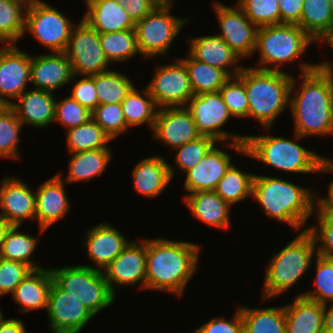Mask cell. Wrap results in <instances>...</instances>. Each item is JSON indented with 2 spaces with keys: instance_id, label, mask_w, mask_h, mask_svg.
<instances>
[{
  "instance_id": "6da1fadb",
  "label": "cell",
  "mask_w": 333,
  "mask_h": 333,
  "mask_svg": "<svg viewBox=\"0 0 333 333\" xmlns=\"http://www.w3.org/2000/svg\"><path fill=\"white\" fill-rule=\"evenodd\" d=\"M300 63L303 81L298 88L299 82L293 76L289 100L294 136L296 140L311 135L328 136L333 133V73L318 63Z\"/></svg>"
},
{
  "instance_id": "7a4b0ae2",
  "label": "cell",
  "mask_w": 333,
  "mask_h": 333,
  "mask_svg": "<svg viewBox=\"0 0 333 333\" xmlns=\"http://www.w3.org/2000/svg\"><path fill=\"white\" fill-rule=\"evenodd\" d=\"M201 245L187 241L146 239L145 290L183 295L196 272Z\"/></svg>"
},
{
  "instance_id": "3957f363",
  "label": "cell",
  "mask_w": 333,
  "mask_h": 333,
  "mask_svg": "<svg viewBox=\"0 0 333 333\" xmlns=\"http://www.w3.org/2000/svg\"><path fill=\"white\" fill-rule=\"evenodd\" d=\"M252 197L271 219L285 222L294 230H301L315 209V193L310 188L283 178L254 175Z\"/></svg>"
},
{
  "instance_id": "277c9868",
  "label": "cell",
  "mask_w": 333,
  "mask_h": 333,
  "mask_svg": "<svg viewBox=\"0 0 333 333\" xmlns=\"http://www.w3.org/2000/svg\"><path fill=\"white\" fill-rule=\"evenodd\" d=\"M237 76L245 86L249 104L248 117L269 130L276 118L289 106L293 76L283 71L245 66Z\"/></svg>"
},
{
  "instance_id": "5b68a950",
  "label": "cell",
  "mask_w": 333,
  "mask_h": 333,
  "mask_svg": "<svg viewBox=\"0 0 333 333\" xmlns=\"http://www.w3.org/2000/svg\"><path fill=\"white\" fill-rule=\"evenodd\" d=\"M317 255L313 236L306 230L296 235L285 247L278 251L265 270L262 300H268L286 292L305 275Z\"/></svg>"
},
{
  "instance_id": "8992f818",
  "label": "cell",
  "mask_w": 333,
  "mask_h": 333,
  "mask_svg": "<svg viewBox=\"0 0 333 333\" xmlns=\"http://www.w3.org/2000/svg\"><path fill=\"white\" fill-rule=\"evenodd\" d=\"M244 156L257 159L266 166L293 174L318 173L326 159L313 150H308L294 140L285 137L247 135Z\"/></svg>"
},
{
  "instance_id": "52a82bcc",
  "label": "cell",
  "mask_w": 333,
  "mask_h": 333,
  "mask_svg": "<svg viewBox=\"0 0 333 333\" xmlns=\"http://www.w3.org/2000/svg\"><path fill=\"white\" fill-rule=\"evenodd\" d=\"M311 44L316 42L296 24L261 26L258 29L254 51L259 53V65L253 68L281 71L284 64L301 58Z\"/></svg>"
},
{
  "instance_id": "ba28073f",
  "label": "cell",
  "mask_w": 333,
  "mask_h": 333,
  "mask_svg": "<svg viewBox=\"0 0 333 333\" xmlns=\"http://www.w3.org/2000/svg\"><path fill=\"white\" fill-rule=\"evenodd\" d=\"M49 269L53 282L78 298L94 316L116 300L117 295L110 290L102 271L83 264Z\"/></svg>"
},
{
  "instance_id": "9c48e42d",
  "label": "cell",
  "mask_w": 333,
  "mask_h": 333,
  "mask_svg": "<svg viewBox=\"0 0 333 333\" xmlns=\"http://www.w3.org/2000/svg\"><path fill=\"white\" fill-rule=\"evenodd\" d=\"M174 0L161 2L142 20L136 22L137 47L141 58L167 57L168 49L189 19L172 15Z\"/></svg>"
},
{
  "instance_id": "30bf717a",
  "label": "cell",
  "mask_w": 333,
  "mask_h": 333,
  "mask_svg": "<svg viewBox=\"0 0 333 333\" xmlns=\"http://www.w3.org/2000/svg\"><path fill=\"white\" fill-rule=\"evenodd\" d=\"M185 107L190 112L201 136H209L215 141L221 142V144L224 143L239 154L245 153L247 135H238L221 130L224 124L233 116L230 114L219 91L194 95Z\"/></svg>"
},
{
  "instance_id": "8fae6325",
  "label": "cell",
  "mask_w": 333,
  "mask_h": 333,
  "mask_svg": "<svg viewBox=\"0 0 333 333\" xmlns=\"http://www.w3.org/2000/svg\"><path fill=\"white\" fill-rule=\"evenodd\" d=\"M71 19L42 0H34L26 8L25 33L53 52H65L73 24Z\"/></svg>"
},
{
  "instance_id": "7c38bea8",
  "label": "cell",
  "mask_w": 333,
  "mask_h": 333,
  "mask_svg": "<svg viewBox=\"0 0 333 333\" xmlns=\"http://www.w3.org/2000/svg\"><path fill=\"white\" fill-rule=\"evenodd\" d=\"M65 54L76 77L106 72L111 65L100 45L99 33L84 19L73 26Z\"/></svg>"
},
{
  "instance_id": "4fadbf2b",
  "label": "cell",
  "mask_w": 333,
  "mask_h": 333,
  "mask_svg": "<svg viewBox=\"0 0 333 333\" xmlns=\"http://www.w3.org/2000/svg\"><path fill=\"white\" fill-rule=\"evenodd\" d=\"M146 87L158 108L185 107L194 96L187 68L181 59L175 63L157 65Z\"/></svg>"
},
{
  "instance_id": "5bb4252c",
  "label": "cell",
  "mask_w": 333,
  "mask_h": 333,
  "mask_svg": "<svg viewBox=\"0 0 333 333\" xmlns=\"http://www.w3.org/2000/svg\"><path fill=\"white\" fill-rule=\"evenodd\" d=\"M219 28L218 35L241 59L254 55L259 27L252 23L236 4L235 8L213 2Z\"/></svg>"
},
{
  "instance_id": "9a60e30c",
  "label": "cell",
  "mask_w": 333,
  "mask_h": 333,
  "mask_svg": "<svg viewBox=\"0 0 333 333\" xmlns=\"http://www.w3.org/2000/svg\"><path fill=\"white\" fill-rule=\"evenodd\" d=\"M52 333H79L95 316L73 295L52 282L47 301Z\"/></svg>"
},
{
  "instance_id": "2e32d148",
  "label": "cell",
  "mask_w": 333,
  "mask_h": 333,
  "mask_svg": "<svg viewBox=\"0 0 333 333\" xmlns=\"http://www.w3.org/2000/svg\"><path fill=\"white\" fill-rule=\"evenodd\" d=\"M110 290L116 295L115 287L140 284V290L146 283V239L140 243L131 241L124 250L103 270Z\"/></svg>"
},
{
  "instance_id": "e0dca14e",
  "label": "cell",
  "mask_w": 333,
  "mask_h": 333,
  "mask_svg": "<svg viewBox=\"0 0 333 333\" xmlns=\"http://www.w3.org/2000/svg\"><path fill=\"white\" fill-rule=\"evenodd\" d=\"M30 64L31 55L16 45L0 47V100L7 107L26 91L30 82Z\"/></svg>"
},
{
  "instance_id": "ac0fdd59",
  "label": "cell",
  "mask_w": 333,
  "mask_h": 333,
  "mask_svg": "<svg viewBox=\"0 0 333 333\" xmlns=\"http://www.w3.org/2000/svg\"><path fill=\"white\" fill-rule=\"evenodd\" d=\"M152 133L155 140L173 150L201 136L186 107L158 108Z\"/></svg>"
},
{
  "instance_id": "d6986e66",
  "label": "cell",
  "mask_w": 333,
  "mask_h": 333,
  "mask_svg": "<svg viewBox=\"0 0 333 333\" xmlns=\"http://www.w3.org/2000/svg\"><path fill=\"white\" fill-rule=\"evenodd\" d=\"M0 216L11 226H21L24 220H35V192L20 178L4 177L0 184Z\"/></svg>"
},
{
  "instance_id": "ffe728a7",
  "label": "cell",
  "mask_w": 333,
  "mask_h": 333,
  "mask_svg": "<svg viewBox=\"0 0 333 333\" xmlns=\"http://www.w3.org/2000/svg\"><path fill=\"white\" fill-rule=\"evenodd\" d=\"M85 236L86 254L96 264L95 267L94 265L84 266L102 272L131 242L122 232L108 222L91 227L90 230H87Z\"/></svg>"
},
{
  "instance_id": "44dd1931",
  "label": "cell",
  "mask_w": 333,
  "mask_h": 333,
  "mask_svg": "<svg viewBox=\"0 0 333 333\" xmlns=\"http://www.w3.org/2000/svg\"><path fill=\"white\" fill-rule=\"evenodd\" d=\"M65 181L57 174L44 181L35 190L36 215L39 233L43 234L55 222L62 220L70 209V199L65 192Z\"/></svg>"
},
{
  "instance_id": "7402d4cb",
  "label": "cell",
  "mask_w": 333,
  "mask_h": 333,
  "mask_svg": "<svg viewBox=\"0 0 333 333\" xmlns=\"http://www.w3.org/2000/svg\"><path fill=\"white\" fill-rule=\"evenodd\" d=\"M215 144L191 169L186 171L184 189L187 194L213 191L226 171L233 164L232 156Z\"/></svg>"
},
{
  "instance_id": "603a6c76",
  "label": "cell",
  "mask_w": 333,
  "mask_h": 333,
  "mask_svg": "<svg viewBox=\"0 0 333 333\" xmlns=\"http://www.w3.org/2000/svg\"><path fill=\"white\" fill-rule=\"evenodd\" d=\"M72 66L65 52L31 56L30 83L34 89L54 93L71 82Z\"/></svg>"
},
{
  "instance_id": "cb8c5ba5",
  "label": "cell",
  "mask_w": 333,
  "mask_h": 333,
  "mask_svg": "<svg viewBox=\"0 0 333 333\" xmlns=\"http://www.w3.org/2000/svg\"><path fill=\"white\" fill-rule=\"evenodd\" d=\"M188 43V53L193 58L224 70L230 77L237 76L243 69L237 64L242 59L218 34L191 37Z\"/></svg>"
},
{
  "instance_id": "d4e9b609",
  "label": "cell",
  "mask_w": 333,
  "mask_h": 333,
  "mask_svg": "<svg viewBox=\"0 0 333 333\" xmlns=\"http://www.w3.org/2000/svg\"><path fill=\"white\" fill-rule=\"evenodd\" d=\"M132 170L134 190L147 198H155L163 193L176 172L174 166L161 155L142 159Z\"/></svg>"
},
{
  "instance_id": "484cf974",
  "label": "cell",
  "mask_w": 333,
  "mask_h": 333,
  "mask_svg": "<svg viewBox=\"0 0 333 333\" xmlns=\"http://www.w3.org/2000/svg\"><path fill=\"white\" fill-rule=\"evenodd\" d=\"M16 101L9 107L23 126L29 124L34 128H43L54 123L56 101L54 93L39 89L26 90Z\"/></svg>"
},
{
  "instance_id": "4316f807",
  "label": "cell",
  "mask_w": 333,
  "mask_h": 333,
  "mask_svg": "<svg viewBox=\"0 0 333 333\" xmlns=\"http://www.w3.org/2000/svg\"><path fill=\"white\" fill-rule=\"evenodd\" d=\"M84 19L98 33L135 29V22L115 0H86Z\"/></svg>"
},
{
  "instance_id": "83f0119b",
  "label": "cell",
  "mask_w": 333,
  "mask_h": 333,
  "mask_svg": "<svg viewBox=\"0 0 333 333\" xmlns=\"http://www.w3.org/2000/svg\"><path fill=\"white\" fill-rule=\"evenodd\" d=\"M184 202L191 210V216L206 223L209 227L230 228L231 205L224 201L214 190L197 191L184 195Z\"/></svg>"
},
{
  "instance_id": "f1b7e54d",
  "label": "cell",
  "mask_w": 333,
  "mask_h": 333,
  "mask_svg": "<svg viewBox=\"0 0 333 333\" xmlns=\"http://www.w3.org/2000/svg\"><path fill=\"white\" fill-rule=\"evenodd\" d=\"M284 311L285 333H324V305L298 295Z\"/></svg>"
},
{
  "instance_id": "f546056e",
  "label": "cell",
  "mask_w": 333,
  "mask_h": 333,
  "mask_svg": "<svg viewBox=\"0 0 333 333\" xmlns=\"http://www.w3.org/2000/svg\"><path fill=\"white\" fill-rule=\"evenodd\" d=\"M53 282L50 269L31 270L11 294L14 302L21 305L22 313L36 309L47 310L48 293Z\"/></svg>"
},
{
  "instance_id": "4dcf8cb0",
  "label": "cell",
  "mask_w": 333,
  "mask_h": 333,
  "mask_svg": "<svg viewBox=\"0 0 333 333\" xmlns=\"http://www.w3.org/2000/svg\"><path fill=\"white\" fill-rule=\"evenodd\" d=\"M110 148L93 149L70 153L68 173L63 179L62 174L57 175L66 183L90 181L101 176L112 159Z\"/></svg>"
},
{
  "instance_id": "1f68e13d",
  "label": "cell",
  "mask_w": 333,
  "mask_h": 333,
  "mask_svg": "<svg viewBox=\"0 0 333 333\" xmlns=\"http://www.w3.org/2000/svg\"><path fill=\"white\" fill-rule=\"evenodd\" d=\"M300 26L316 43H322L333 29L329 0H304Z\"/></svg>"
},
{
  "instance_id": "d6a6232c",
  "label": "cell",
  "mask_w": 333,
  "mask_h": 333,
  "mask_svg": "<svg viewBox=\"0 0 333 333\" xmlns=\"http://www.w3.org/2000/svg\"><path fill=\"white\" fill-rule=\"evenodd\" d=\"M244 333H285L284 306L240 307Z\"/></svg>"
},
{
  "instance_id": "836d02e7",
  "label": "cell",
  "mask_w": 333,
  "mask_h": 333,
  "mask_svg": "<svg viewBox=\"0 0 333 333\" xmlns=\"http://www.w3.org/2000/svg\"><path fill=\"white\" fill-rule=\"evenodd\" d=\"M121 108L128 128L147 123L152 131L158 107L147 87L141 92L134 86L121 102Z\"/></svg>"
},
{
  "instance_id": "e575fe53",
  "label": "cell",
  "mask_w": 333,
  "mask_h": 333,
  "mask_svg": "<svg viewBox=\"0 0 333 333\" xmlns=\"http://www.w3.org/2000/svg\"><path fill=\"white\" fill-rule=\"evenodd\" d=\"M181 60L187 68L194 95L219 91L230 78L224 70L201 62L189 53H187V57L181 58Z\"/></svg>"
},
{
  "instance_id": "d590c367",
  "label": "cell",
  "mask_w": 333,
  "mask_h": 333,
  "mask_svg": "<svg viewBox=\"0 0 333 333\" xmlns=\"http://www.w3.org/2000/svg\"><path fill=\"white\" fill-rule=\"evenodd\" d=\"M37 241V237L21 232L20 226H11L2 243L0 258L23 262L32 269L42 268L31 257L37 248Z\"/></svg>"
},
{
  "instance_id": "8d00e7d4",
  "label": "cell",
  "mask_w": 333,
  "mask_h": 333,
  "mask_svg": "<svg viewBox=\"0 0 333 333\" xmlns=\"http://www.w3.org/2000/svg\"><path fill=\"white\" fill-rule=\"evenodd\" d=\"M26 8L22 2L0 0L1 45H16L24 37Z\"/></svg>"
},
{
  "instance_id": "74e56055",
  "label": "cell",
  "mask_w": 333,
  "mask_h": 333,
  "mask_svg": "<svg viewBox=\"0 0 333 333\" xmlns=\"http://www.w3.org/2000/svg\"><path fill=\"white\" fill-rule=\"evenodd\" d=\"M254 175L239 169L236 164H232L214 191L231 206L236 205L246 197H252Z\"/></svg>"
},
{
  "instance_id": "f35d334b",
  "label": "cell",
  "mask_w": 333,
  "mask_h": 333,
  "mask_svg": "<svg viewBox=\"0 0 333 333\" xmlns=\"http://www.w3.org/2000/svg\"><path fill=\"white\" fill-rule=\"evenodd\" d=\"M65 134L70 153L110 148L107 145L112 141L92 118L83 125L66 130Z\"/></svg>"
},
{
  "instance_id": "ab89813d",
  "label": "cell",
  "mask_w": 333,
  "mask_h": 333,
  "mask_svg": "<svg viewBox=\"0 0 333 333\" xmlns=\"http://www.w3.org/2000/svg\"><path fill=\"white\" fill-rule=\"evenodd\" d=\"M100 45L111 64L128 61L139 52L135 29L111 33H99Z\"/></svg>"
},
{
  "instance_id": "60d3db41",
  "label": "cell",
  "mask_w": 333,
  "mask_h": 333,
  "mask_svg": "<svg viewBox=\"0 0 333 333\" xmlns=\"http://www.w3.org/2000/svg\"><path fill=\"white\" fill-rule=\"evenodd\" d=\"M94 85L99 104H121L134 87L129 76L113 70L94 75Z\"/></svg>"
},
{
  "instance_id": "b9f144b4",
  "label": "cell",
  "mask_w": 333,
  "mask_h": 333,
  "mask_svg": "<svg viewBox=\"0 0 333 333\" xmlns=\"http://www.w3.org/2000/svg\"><path fill=\"white\" fill-rule=\"evenodd\" d=\"M23 125L15 112L7 107L0 113V157L20 159L19 143Z\"/></svg>"
},
{
  "instance_id": "7bdbcfd3",
  "label": "cell",
  "mask_w": 333,
  "mask_h": 333,
  "mask_svg": "<svg viewBox=\"0 0 333 333\" xmlns=\"http://www.w3.org/2000/svg\"><path fill=\"white\" fill-rule=\"evenodd\" d=\"M315 289L306 291L299 296L316 301L322 305L333 302V258H325L315 255Z\"/></svg>"
},
{
  "instance_id": "ee69618b",
  "label": "cell",
  "mask_w": 333,
  "mask_h": 333,
  "mask_svg": "<svg viewBox=\"0 0 333 333\" xmlns=\"http://www.w3.org/2000/svg\"><path fill=\"white\" fill-rule=\"evenodd\" d=\"M91 118L112 140L116 139L121 134L127 133L129 130L121 104H98L91 112Z\"/></svg>"
},
{
  "instance_id": "f6af8a7d",
  "label": "cell",
  "mask_w": 333,
  "mask_h": 333,
  "mask_svg": "<svg viewBox=\"0 0 333 333\" xmlns=\"http://www.w3.org/2000/svg\"><path fill=\"white\" fill-rule=\"evenodd\" d=\"M245 16L258 27L280 24L278 0H238Z\"/></svg>"
},
{
  "instance_id": "bcb514c9",
  "label": "cell",
  "mask_w": 333,
  "mask_h": 333,
  "mask_svg": "<svg viewBox=\"0 0 333 333\" xmlns=\"http://www.w3.org/2000/svg\"><path fill=\"white\" fill-rule=\"evenodd\" d=\"M216 143L218 144L209 136H200L196 140L174 149L177 151L174 166H178L177 168L185 173L194 167Z\"/></svg>"
},
{
  "instance_id": "7dc6e473",
  "label": "cell",
  "mask_w": 333,
  "mask_h": 333,
  "mask_svg": "<svg viewBox=\"0 0 333 333\" xmlns=\"http://www.w3.org/2000/svg\"><path fill=\"white\" fill-rule=\"evenodd\" d=\"M219 92L233 117L248 118V98L244 83L238 76L230 77Z\"/></svg>"
},
{
  "instance_id": "c3c4849f",
  "label": "cell",
  "mask_w": 333,
  "mask_h": 333,
  "mask_svg": "<svg viewBox=\"0 0 333 333\" xmlns=\"http://www.w3.org/2000/svg\"><path fill=\"white\" fill-rule=\"evenodd\" d=\"M91 119V112L78 103L71 96L55 101L54 122L71 129L87 123Z\"/></svg>"
},
{
  "instance_id": "681fc988",
  "label": "cell",
  "mask_w": 333,
  "mask_h": 333,
  "mask_svg": "<svg viewBox=\"0 0 333 333\" xmlns=\"http://www.w3.org/2000/svg\"><path fill=\"white\" fill-rule=\"evenodd\" d=\"M317 223L305 228L314 238L317 255L333 258V213H317Z\"/></svg>"
},
{
  "instance_id": "f907efd6",
  "label": "cell",
  "mask_w": 333,
  "mask_h": 333,
  "mask_svg": "<svg viewBox=\"0 0 333 333\" xmlns=\"http://www.w3.org/2000/svg\"><path fill=\"white\" fill-rule=\"evenodd\" d=\"M31 270L33 269L23 262L0 258V297L12 294Z\"/></svg>"
},
{
  "instance_id": "816d5d0a",
  "label": "cell",
  "mask_w": 333,
  "mask_h": 333,
  "mask_svg": "<svg viewBox=\"0 0 333 333\" xmlns=\"http://www.w3.org/2000/svg\"><path fill=\"white\" fill-rule=\"evenodd\" d=\"M76 78L73 75L70 84H73L71 97L80 103L83 107L87 108L92 112L99 104L96 88L94 85L93 76H82L81 79L75 82L73 79Z\"/></svg>"
},
{
  "instance_id": "f5cc1de1",
  "label": "cell",
  "mask_w": 333,
  "mask_h": 333,
  "mask_svg": "<svg viewBox=\"0 0 333 333\" xmlns=\"http://www.w3.org/2000/svg\"><path fill=\"white\" fill-rule=\"evenodd\" d=\"M240 306L232 319L213 317L196 329L198 333H244V324L240 315Z\"/></svg>"
},
{
  "instance_id": "db71d44e",
  "label": "cell",
  "mask_w": 333,
  "mask_h": 333,
  "mask_svg": "<svg viewBox=\"0 0 333 333\" xmlns=\"http://www.w3.org/2000/svg\"><path fill=\"white\" fill-rule=\"evenodd\" d=\"M121 4L136 23L152 12L161 0H115Z\"/></svg>"
},
{
  "instance_id": "11a10c76",
  "label": "cell",
  "mask_w": 333,
  "mask_h": 333,
  "mask_svg": "<svg viewBox=\"0 0 333 333\" xmlns=\"http://www.w3.org/2000/svg\"><path fill=\"white\" fill-rule=\"evenodd\" d=\"M321 172L333 174V160L326 158L322 162L317 175ZM327 192L325 197L317 196L315 192V209L313 216L315 213H333V181L329 183Z\"/></svg>"
},
{
  "instance_id": "9f6ffc18",
  "label": "cell",
  "mask_w": 333,
  "mask_h": 333,
  "mask_svg": "<svg viewBox=\"0 0 333 333\" xmlns=\"http://www.w3.org/2000/svg\"><path fill=\"white\" fill-rule=\"evenodd\" d=\"M304 0H278L280 23L298 24L302 15Z\"/></svg>"
},
{
  "instance_id": "6f0895ef",
  "label": "cell",
  "mask_w": 333,
  "mask_h": 333,
  "mask_svg": "<svg viewBox=\"0 0 333 333\" xmlns=\"http://www.w3.org/2000/svg\"><path fill=\"white\" fill-rule=\"evenodd\" d=\"M23 320L11 318L0 322V333H26Z\"/></svg>"
},
{
  "instance_id": "680465c9",
  "label": "cell",
  "mask_w": 333,
  "mask_h": 333,
  "mask_svg": "<svg viewBox=\"0 0 333 333\" xmlns=\"http://www.w3.org/2000/svg\"><path fill=\"white\" fill-rule=\"evenodd\" d=\"M331 303L324 305V333H333V302Z\"/></svg>"
},
{
  "instance_id": "91938a15",
  "label": "cell",
  "mask_w": 333,
  "mask_h": 333,
  "mask_svg": "<svg viewBox=\"0 0 333 333\" xmlns=\"http://www.w3.org/2000/svg\"><path fill=\"white\" fill-rule=\"evenodd\" d=\"M10 227L11 225L2 216H0V249L4 241L5 235L10 229Z\"/></svg>"
},
{
  "instance_id": "94428289",
  "label": "cell",
  "mask_w": 333,
  "mask_h": 333,
  "mask_svg": "<svg viewBox=\"0 0 333 333\" xmlns=\"http://www.w3.org/2000/svg\"><path fill=\"white\" fill-rule=\"evenodd\" d=\"M318 64H319L320 67H322V68H324L326 70H329V71H331L333 73V62L325 60V61H323L321 63L318 62Z\"/></svg>"
},
{
  "instance_id": "6125c7cd",
  "label": "cell",
  "mask_w": 333,
  "mask_h": 333,
  "mask_svg": "<svg viewBox=\"0 0 333 333\" xmlns=\"http://www.w3.org/2000/svg\"><path fill=\"white\" fill-rule=\"evenodd\" d=\"M332 48L331 50L333 51V29L331 33L323 40V43H326Z\"/></svg>"
},
{
  "instance_id": "be15d7a7",
  "label": "cell",
  "mask_w": 333,
  "mask_h": 333,
  "mask_svg": "<svg viewBox=\"0 0 333 333\" xmlns=\"http://www.w3.org/2000/svg\"><path fill=\"white\" fill-rule=\"evenodd\" d=\"M15 1L22 2V3H24L26 6H28V5L31 4L34 0H15Z\"/></svg>"
},
{
  "instance_id": "e7e4bbea",
  "label": "cell",
  "mask_w": 333,
  "mask_h": 333,
  "mask_svg": "<svg viewBox=\"0 0 333 333\" xmlns=\"http://www.w3.org/2000/svg\"><path fill=\"white\" fill-rule=\"evenodd\" d=\"M6 108L7 106L0 100V113Z\"/></svg>"
},
{
  "instance_id": "03108f58",
  "label": "cell",
  "mask_w": 333,
  "mask_h": 333,
  "mask_svg": "<svg viewBox=\"0 0 333 333\" xmlns=\"http://www.w3.org/2000/svg\"><path fill=\"white\" fill-rule=\"evenodd\" d=\"M2 313H3V312H2V310H1V308H0V322L4 320V315H3Z\"/></svg>"
},
{
  "instance_id": "003e7915",
  "label": "cell",
  "mask_w": 333,
  "mask_h": 333,
  "mask_svg": "<svg viewBox=\"0 0 333 333\" xmlns=\"http://www.w3.org/2000/svg\"><path fill=\"white\" fill-rule=\"evenodd\" d=\"M329 2H330L331 11H332V14H333V0H329Z\"/></svg>"
}]
</instances>
